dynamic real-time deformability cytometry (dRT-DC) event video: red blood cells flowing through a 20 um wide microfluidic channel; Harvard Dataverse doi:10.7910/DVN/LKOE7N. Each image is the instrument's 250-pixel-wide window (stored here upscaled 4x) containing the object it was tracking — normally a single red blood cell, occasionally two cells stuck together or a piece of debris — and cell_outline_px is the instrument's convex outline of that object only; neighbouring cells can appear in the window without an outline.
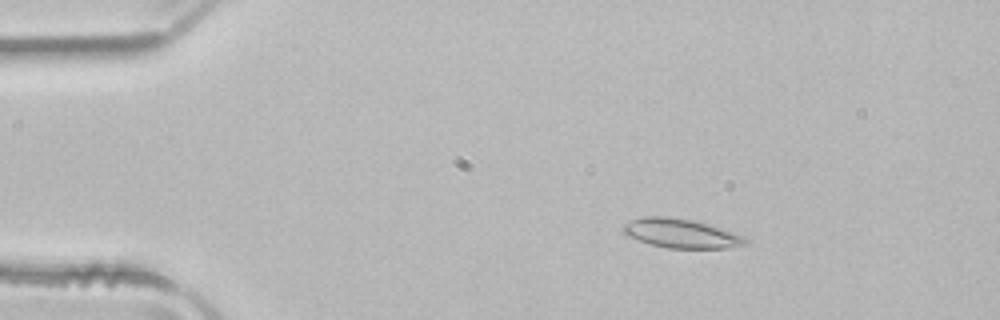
{"species": "common noctule bat (a hibernating species)", "species_latin": "Nyctalus noctula", "temperature_condition": "room temperature", "stored_images_in_passage": 52, "camera_frame_rate_fps": 3000, "um_per_image_px": 0.085, "animal": {"sex": "male", "body_mass_g": 21.5, "forearm_length_mm": 52.0}, "frame": {"image": 1, "passage_image": 9, "time_ms": 2.667, "image_size_px": [1000, 320], "cell_outline_px": [[748, 244], [728, 248], [668, 248], [652, 244], [628, 236], [620, 228], [624, 224], [632, 220], [644, 216], [668, 216], [692, 220], [720, 228], [744, 236], [748, 240]], "centroid_in_image_um": [57.89, 19.84], "position_along_channel_um": 27.1, "area_um2": 20.58}}
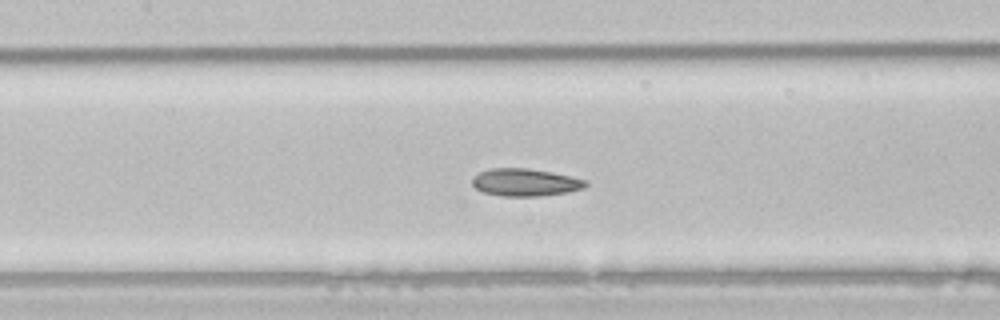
{"frame": {"image": 2, "passage_image": 24, "time_ms": 7.667, "image_size_px": [1000, 320], "cell_outline_px": [[588, 184], [584, 188], [568, 192], [536, 196], [500, 196], [484, 192], [476, 188], [472, 184], [472, 180], [480, 172], [492, 168], [528, 168], [552, 172], [588, 180]], "centroid_in_image_um": [44.68, 15.5], "position_along_channel_um": 162.7, "area_um2": 18.09}}
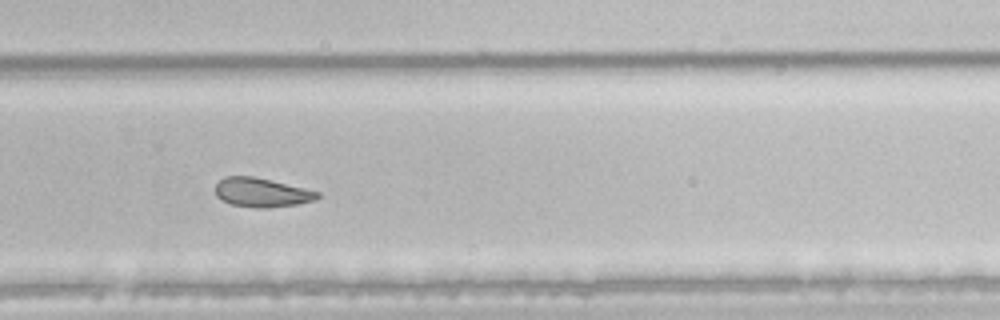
{"frame": {"image": 3, "passage_image": 35, "time_ms": 11.333, "image_size_px": [1000, 320], "cell_outline_px": [[320, 196], [312, 200], [296, 204], [268, 208], [256, 208], [232, 204], [216, 196], [216, 184], [224, 176], [252, 176], [320, 192]], "centroid_in_image_um": [22.21, 16.36], "position_along_channel_um": 307.6, "area_um2": 16.94}, "authors_computed_cell_mechanics": {"area_um2": 19.6809, "velocity_mm_per_s": 3.9719, "shape_relaxation_time_tau1_ms": 10.6431, "shape_relaxation_time_tau2_ms": 1.5932, "deformation_change_tau1": 0.1741, "deformation_change_tau2": 0.0623}}